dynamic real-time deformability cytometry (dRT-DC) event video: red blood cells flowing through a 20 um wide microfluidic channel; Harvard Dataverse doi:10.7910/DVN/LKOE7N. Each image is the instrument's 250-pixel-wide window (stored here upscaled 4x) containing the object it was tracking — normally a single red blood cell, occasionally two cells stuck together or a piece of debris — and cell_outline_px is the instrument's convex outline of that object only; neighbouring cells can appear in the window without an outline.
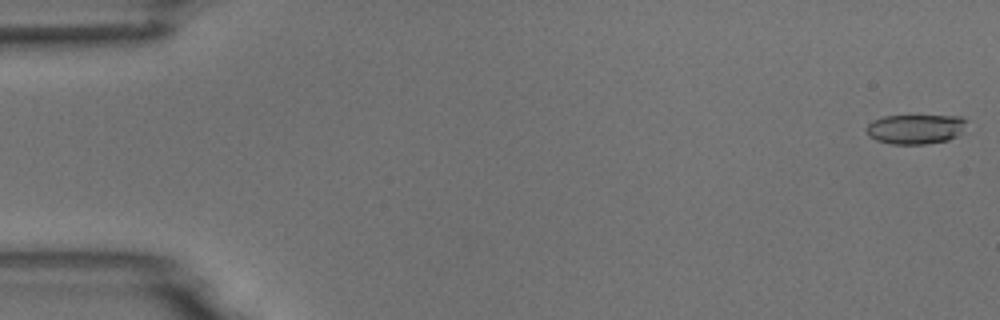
{"species": "common noctule bat (a hibernating species)", "species_latin": "Nyctalus noctula", "temperature_condition": "room temperature", "stored_images_in_passage": 5, "camera_frame_rate_fps": 3000, "um_per_image_px": 0.085, "animal": {"sex": "male", "body_mass_g": 18.8}, "frame": {"image": 1, "passage_image": 1, "time_ms": 0.0, "image_size_px": [1000, 320], "cell_outline_px": [[968, 120], [960, 132], [956, 136], [948, 140], [924, 144], [892, 144], [876, 140], [868, 136], [864, 128], [872, 120], [884, 116], [960, 116]], "centroid_in_image_um": [77.77, 10.97], "position_along_channel_um": 7.2, "area_um2": 17.34}}
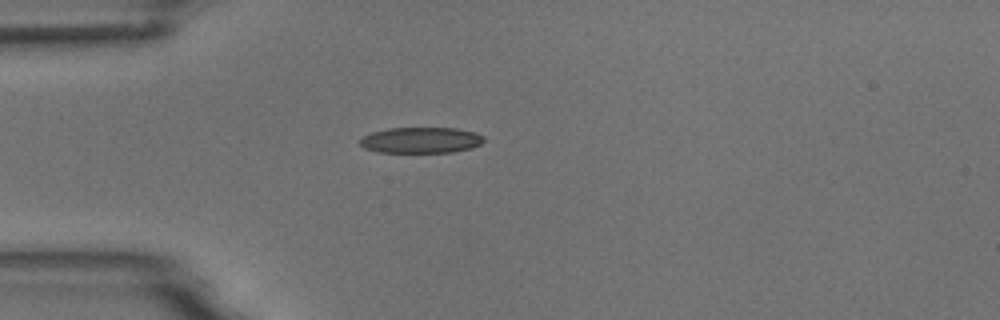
{"frame": {"image": 2, "passage_image": 5, "time_ms": 4.667, "image_size_px": [1000, 320], "cell_outline_px": [[484, 140], [480, 144], [472, 148], [452, 152], [376, 152], [364, 148], [360, 144], [360, 140], [364, 136], [372, 132], [388, 128], [456, 128], [476, 132], [484, 136]], "centroid_in_image_um": [35.8, 11.91], "position_along_channel_um": 49.2, "area_um2": 18.73}}